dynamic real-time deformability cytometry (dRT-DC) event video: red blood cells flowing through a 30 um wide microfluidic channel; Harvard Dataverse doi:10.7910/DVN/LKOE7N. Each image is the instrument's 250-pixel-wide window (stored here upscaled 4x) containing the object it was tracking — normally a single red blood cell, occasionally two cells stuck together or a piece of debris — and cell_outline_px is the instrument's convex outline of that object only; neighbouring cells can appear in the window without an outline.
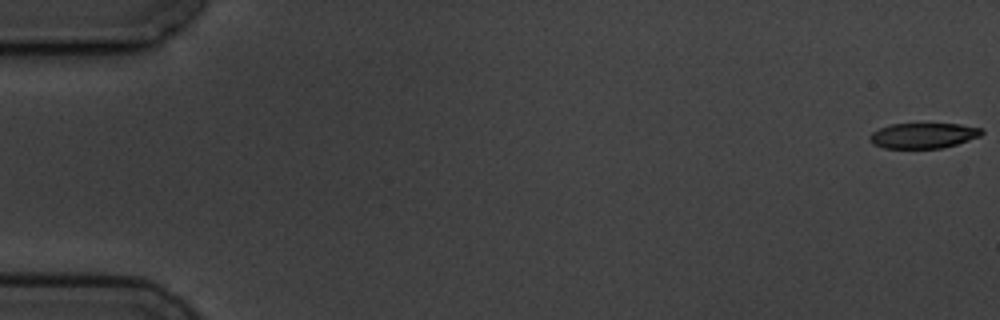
{"species": "common noctule bat (a hibernating species)", "species_latin": "Nyctalus noctula", "temperature_condition": "cold", "stored_images_in_passage": 7, "camera_frame_rate_fps": 3000, "um_per_image_px": 0.085, "animal": {"sex": "male", "body_mass_g": 19.5, "forearm_length_mm": 54.6}, "frame": {"image": 1, "passage_image": 1, "time_ms": 0.0, "image_size_px": [1000, 320], "cell_outline_px": [[984, 132], [980, 136], [956, 144], [940, 148], [884, 148], [872, 144], [868, 136], [872, 132], [880, 128], [892, 124], [960, 124], [984, 128]], "centroid_in_image_um": [78.48, 11.52], "position_along_channel_um": 6.5, "area_um2": 16.53}}
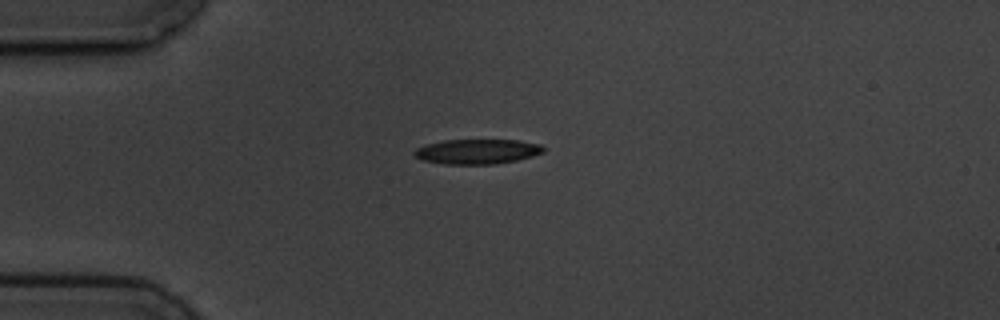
{"frame": {"image": 2, "passage_image": 5, "time_ms": 4.667, "image_size_px": [1000, 320], "cell_outline_px": [[544, 152], [532, 156], [516, 160], [496, 164], [444, 164], [424, 160], [416, 156], [412, 152], [416, 148], [424, 144], [444, 140], [520, 140], [540, 144], [544, 148]], "centroid_in_image_um": [40.56, 12.87], "position_along_channel_um": 44.4, "area_um2": 18.73}}
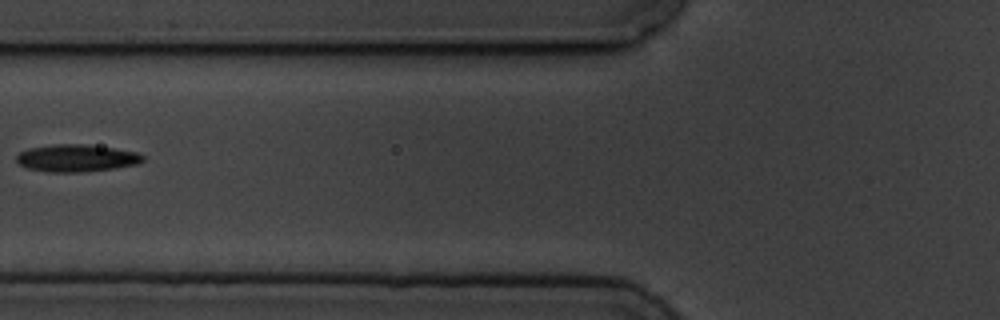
{"frame": {"image": 3, "passage_image": 7, "time_ms": 7.333, "image_size_px": [1000, 320], "cell_outline_px": [[144, 160], [136, 164], [116, 168], [84, 172], [48, 172], [28, 168], [20, 164], [16, 160], [16, 156], [20, 152], [28, 148], [52, 144], [88, 144], [136, 152], [144, 156]], "centroid_in_image_um": [6.49, 13.43], "position_along_channel_um": 119.3, "area_um2": 20.11}}